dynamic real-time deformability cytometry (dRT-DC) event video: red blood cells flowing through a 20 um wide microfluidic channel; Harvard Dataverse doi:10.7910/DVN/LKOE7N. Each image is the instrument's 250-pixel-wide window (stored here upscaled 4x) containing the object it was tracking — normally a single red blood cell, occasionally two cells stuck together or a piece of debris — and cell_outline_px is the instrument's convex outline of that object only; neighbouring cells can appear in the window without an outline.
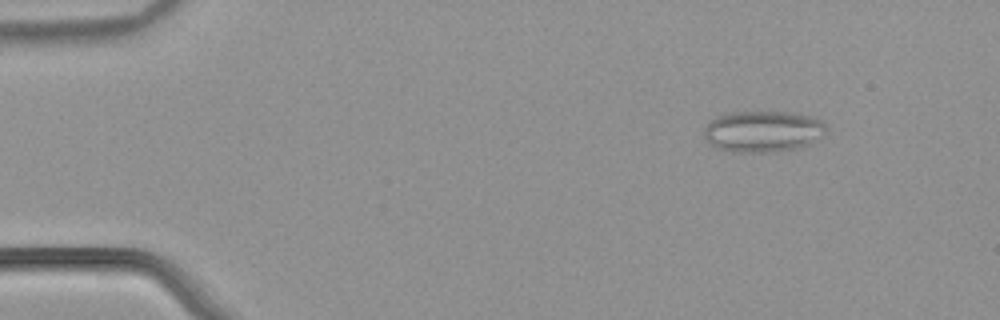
{"species": "common noctule bat (a hibernating species)", "species_latin": "Nyctalus noctula", "temperature_condition": "warm", "stored_images_in_passage": 51, "camera_frame_rate_fps": 3000, "um_per_image_px": 0.085, "animal": {"sex": "male", "body_mass_g": 21.5, "forearm_length_mm": 52.0}, "frame": {"image": 1, "passage_image": 5, "time_ms": 1.333, "image_size_px": [1000, 320], "cell_outline_px": [[828, 132], [824, 136], [800, 148], [768, 152], [736, 152], [716, 148], [704, 136], [704, 128], [716, 116], [728, 112], [792, 112], [812, 116], [820, 120], [828, 128]], "centroid_in_image_um": [64.89, 11.16], "position_along_channel_um": 20.1, "area_um2": 29.59}}
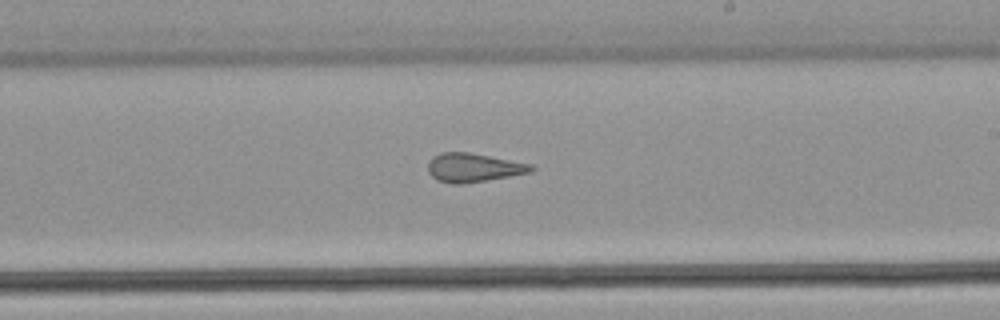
{"frame": {"image": 2, "passage_image": 30, "time_ms": 9.667, "image_size_px": [1000, 320], "cell_outline_px": [[536, 168], [532, 172], [460, 184], [452, 184], [436, 180], [428, 172], [428, 160], [432, 156], [440, 152], [468, 152], [532, 164]], "centroid_in_image_um": [40.21, 14.24], "position_along_channel_um": 248.8, "area_um2": 17.28}}
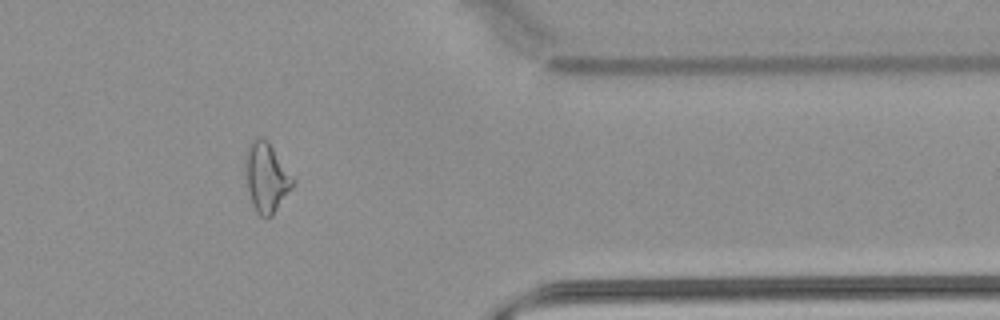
{"frame": {"image": 3, "passage_image": 42, "time_ms": 13.667, "image_size_px": [1000, 320], "cell_outline_px": [[296, 180], [292, 188], [272, 216], [260, 216], [256, 212], [252, 204], [248, 188], [244, 160], [244, 152], [248, 144], [256, 136], [264, 136], [268, 140]], "centroid_in_image_um": [22.64, 15.01], "position_along_channel_um": 388.8, "area_um2": 19.54}, "authors_computed_cell_mechanics": {"area_um2": 20.6924, "velocity_mm_per_s": 3.9102, "shape_relaxation_time_tau1_ms": null, "shape_relaxation_time_tau2_ms": 1.6769, "deformation_change_tau1": null, "deformation_change_tau2": 0.1166}}